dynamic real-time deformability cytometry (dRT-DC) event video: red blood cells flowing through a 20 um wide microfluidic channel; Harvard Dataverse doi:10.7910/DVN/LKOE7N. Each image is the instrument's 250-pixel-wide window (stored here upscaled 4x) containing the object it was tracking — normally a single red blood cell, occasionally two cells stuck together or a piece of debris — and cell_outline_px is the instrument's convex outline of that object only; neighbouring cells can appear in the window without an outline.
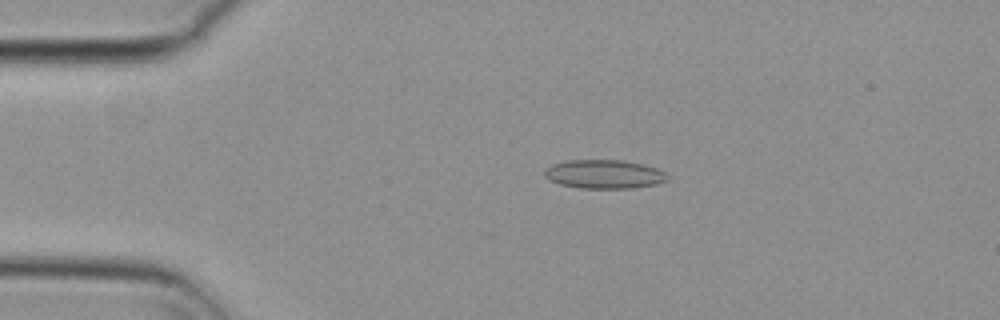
{"species": "common noctule bat (a hibernating species)", "species_latin": "Nyctalus noctula", "temperature_condition": "cold", "stored_images_in_passage": 55, "camera_frame_rate_fps": 3000, "um_per_image_px": 0.085, "animal": {"sex": "female", "body_mass_g": 29.2, "forearm_length_mm": 56.3}, "frame": {"image": 1, "passage_image": 11, "time_ms": 3.333, "image_size_px": [1000, 320], "cell_outline_px": [[668, 180], [656, 184], [632, 188], [580, 188], [560, 184], [548, 180], [544, 176], [544, 172], [552, 164], [568, 160], [620, 160], [644, 164], [656, 168], [664, 172], [668, 176]], "centroid_in_image_um": [51.35, 14.8], "position_along_channel_um": 33.7, "area_um2": 20.58}}
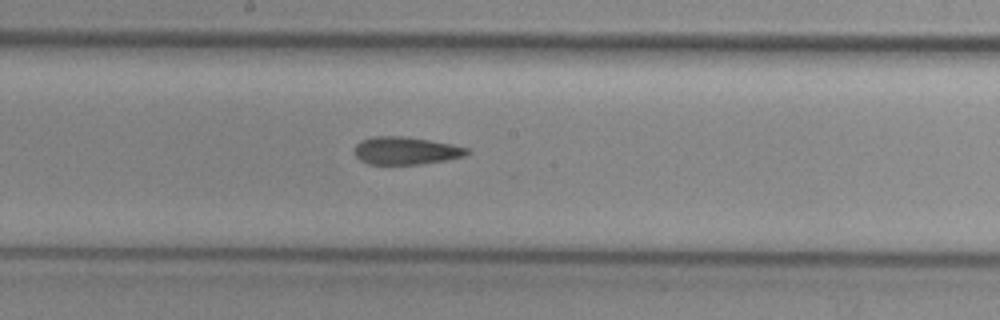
{"frame": {"image": 2, "passage_image": 29, "time_ms": 9.333, "image_size_px": [1000, 320], "cell_outline_px": [[472, 152], [464, 156], [448, 160], [420, 164], [368, 164], [360, 160], [356, 156], [356, 144], [360, 140], [372, 136], [404, 136], [452, 144], [468, 148]], "centroid_in_image_um": [34.52, 12.8], "position_along_channel_um": 213.7, "area_um2": 18.21}}
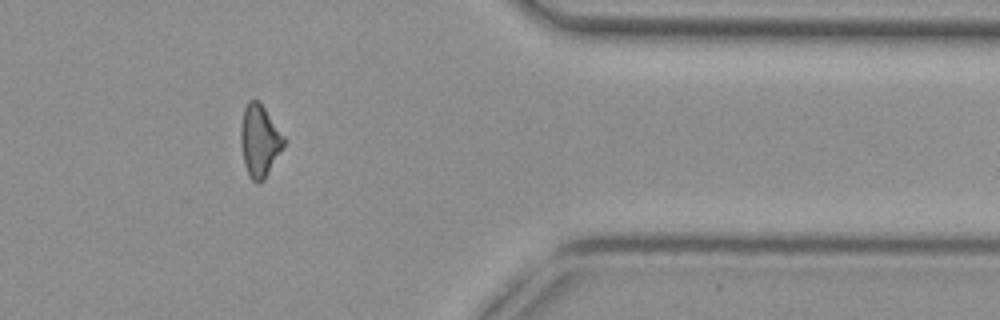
{"frame": {"image": 3, "passage_image": 45, "time_ms": 14.667, "image_size_px": [1000, 320], "cell_outline_px": [[284, 144], [264, 180], [260, 184], [256, 184], [248, 176], [244, 164], [240, 144], [240, 128], [244, 108], [248, 100], [256, 100], [264, 108], [284, 136]], "centroid_in_image_um": [22.02, 12.0], "position_along_channel_um": 389.4, "area_um2": 17.92}, "authors_computed_cell_mechanics": {"area_um2": 18.9006, "velocity_mm_per_s": 3.7014, "shape_relaxation_time_tau1_ms": null, "shape_relaxation_time_tau2_ms": 4.8304, "deformation_change_tau1": null, "deformation_change_tau2": 0.1379}}